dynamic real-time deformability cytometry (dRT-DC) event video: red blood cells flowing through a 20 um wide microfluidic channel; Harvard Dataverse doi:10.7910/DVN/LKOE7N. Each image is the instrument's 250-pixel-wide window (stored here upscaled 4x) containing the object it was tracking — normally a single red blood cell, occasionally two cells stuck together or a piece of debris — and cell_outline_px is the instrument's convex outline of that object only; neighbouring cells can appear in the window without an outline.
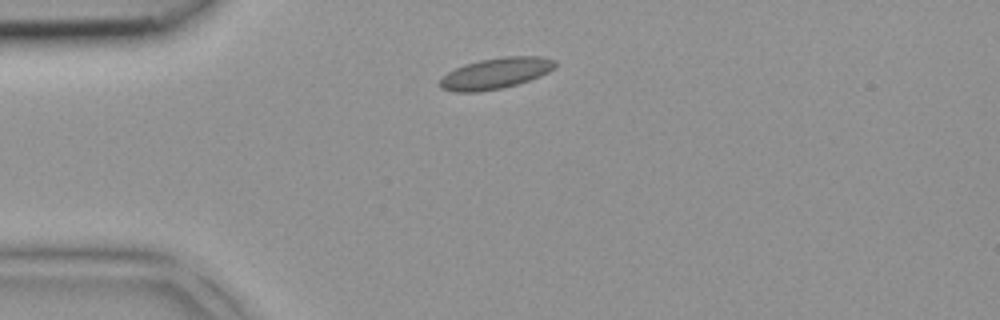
{"species": "common noctule bat (a hibernating species)", "species_latin": "Nyctalus noctula", "temperature_condition": "room temperature", "stored_images_in_passage": 3, "camera_frame_rate_fps": 3000, "um_per_image_px": 0.085, "animal": {"sex": "female", "body_mass_g": 18.4}, "frame": {"image": 1, "passage_image": 2, "time_ms": 0.333, "image_size_px": [1000, 320], "cell_outline_px": [[556, 64], [548, 72], [540, 76], [516, 84], [500, 88], [480, 92], [452, 92], [440, 88], [440, 80], [448, 72], [464, 64], [480, 60], [504, 56], [540, 56], [556, 60]], "centroid_in_image_um": [42.11, 6.23], "position_along_channel_um": 42.9, "area_um2": 20.69}}